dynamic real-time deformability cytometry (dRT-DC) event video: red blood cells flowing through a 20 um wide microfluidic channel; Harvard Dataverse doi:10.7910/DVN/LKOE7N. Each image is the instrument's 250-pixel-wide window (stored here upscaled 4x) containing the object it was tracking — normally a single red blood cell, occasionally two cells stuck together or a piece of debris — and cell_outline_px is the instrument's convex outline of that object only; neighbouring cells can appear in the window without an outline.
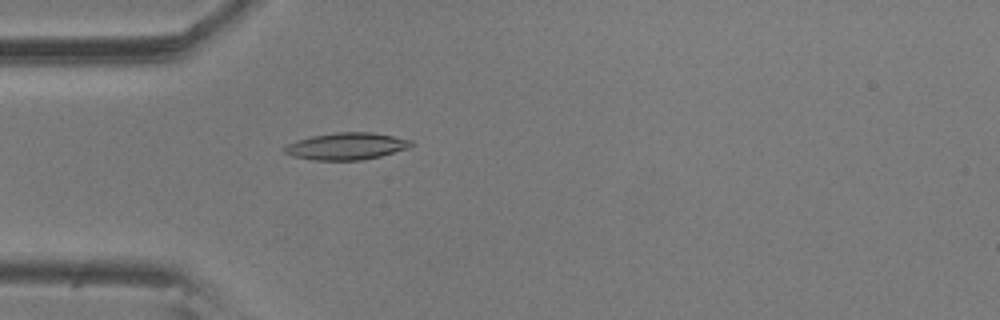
{"species": "common noctule bat (a hibernating species)", "species_latin": "Nyctalus noctula", "temperature_condition": "room temperature", "stored_images_in_passage": 35, "camera_frame_rate_fps": 3000, "um_per_image_px": 0.085, "animal": {"sex": "male", "body_mass_g": 20.5, "forearm_length_mm": 52.5}, "frame": {"image": 1, "passage_image": 16, "time_ms": 5.0, "image_size_px": [1000, 320], "cell_outline_px": [[412, 144], [408, 148], [380, 156], [360, 160], [312, 160], [292, 156], [284, 152], [284, 148], [288, 144], [296, 140], [312, 136], [332, 132], [372, 132], [412, 140]], "centroid_in_image_um": [29.42, 12.42], "position_along_channel_um": 55.6, "area_um2": 19.83}}
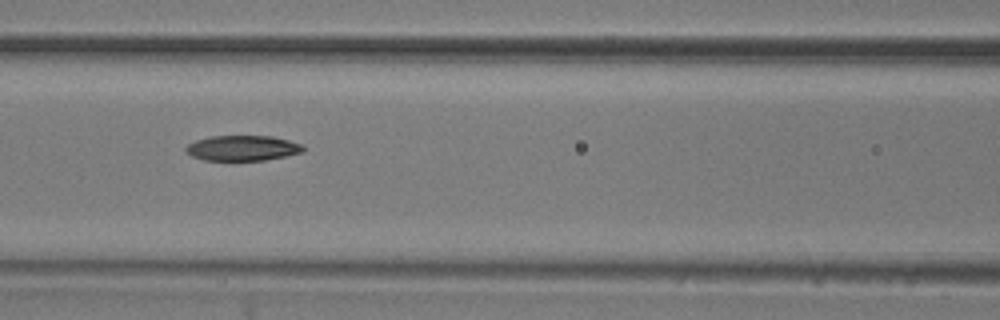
{"frame": {"image": 2, "passage_image": 24, "time_ms": 7.667, "image_size_px": [1000, 320], "cell_outline_px": [[304, 152], [264, 160], [232, 164], [204, 160], [192, 156], [184, 152], [184, 148], [188, 144], [196, 140], [208, 136], [272, 136], [288, 140], [300, 144], [304, 148]], "centroid_in_image_um": [20.53, 12.64], "position_along_channel_um": 146.1, "area_um2": 18.15}}
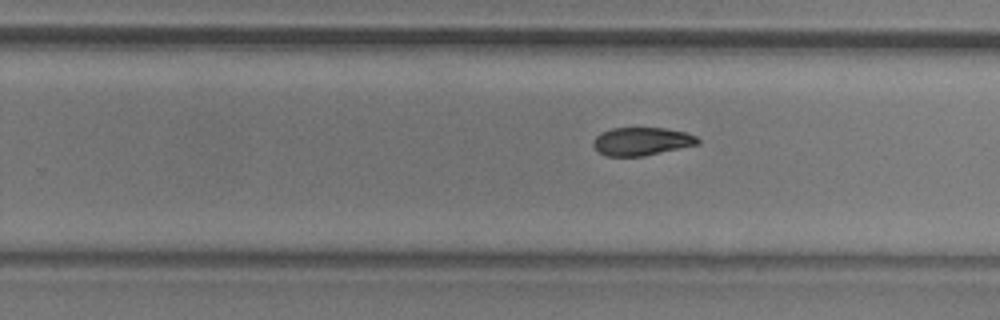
{"frame": {"image": 3, "passage_image": 35, "time_ms": 11.333, "image_size_px": [1000, 320], "cell_outline_px": [[700, 144], [644, 156], [608, 156], [600, 152], [592, 144], [592, 140], [600, 132], [612, 128], [664, 128], [688, 132], [696, 136], [700, 140]], "centroid_in_image_um": [54.57, 12.01], "position_along_channel_um": 275.2, "area_um2": 17.22}}